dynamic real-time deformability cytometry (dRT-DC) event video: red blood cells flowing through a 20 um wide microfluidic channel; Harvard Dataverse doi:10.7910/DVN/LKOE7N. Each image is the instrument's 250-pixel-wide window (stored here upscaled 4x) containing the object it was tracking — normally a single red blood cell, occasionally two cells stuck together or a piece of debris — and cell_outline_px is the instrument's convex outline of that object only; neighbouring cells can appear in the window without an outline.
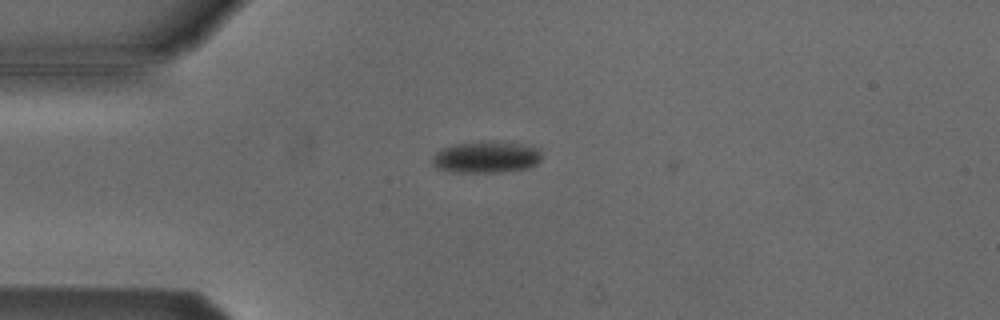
{"species": "Egyptian fruit bat (a non-hibernating species)", "species_latin": "Rousettus aegyptiacus", "temperature_condition": "cold", "stored_images_in_passage": 35, "camera_frame_rate_fps": 3000, "um_per_image_px": 0.085, "animal": {"sex": "male"}, "frame": {"image": 1, "passage_image": 3, "time_ms": 0.667, "image_size_px": [1000, 320], "cell_outline_px": [[540, 160], [536, 164], [528, 168], [496, 172], [452, 172], [436, 168], [432, 164], [432, 156], [440, 148], [456, 144], [520, 144], [540, 148]], "centroid_in_image_um": [41.28, 13.4], "position_along_channel_um": 43.7, "area_um2": 19.36}}
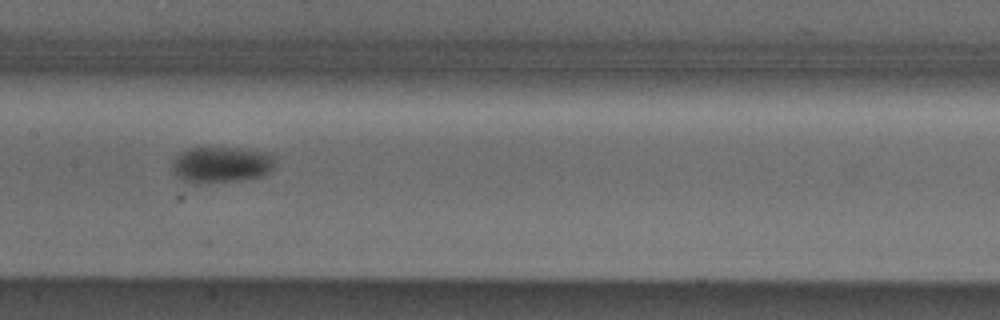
{"frame": {"image": 2, "passage_image": 16, "time_ms": 5.0, "image_size_px": [1000, 320], "cell_outline_px": [[272, 168], [268, 172], [260, 176], [240, 180], [200, 184], [196, 184], [184, 180], [176, 176], [172, 172], [172, 160], [176, 156], [188, 148], [240, 148], [260, 152], [272, 156]], "centroid_in_image_um": [18.71, 14.01], "position_along_channel_um": 188.7, "area_um2": 21.33}}
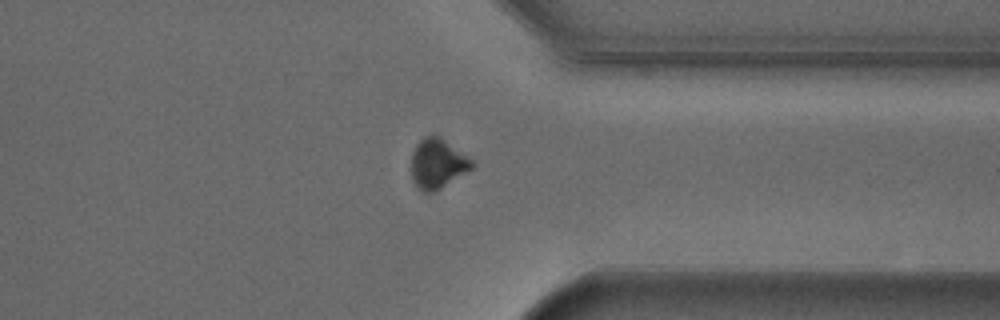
{"frame": {"image": 3, "passage_image": 31, "time_ms": 10.0, "image_size_px": [1000, 320], "cell_outline_px": [[476, 164], [472, 168], [440, 188], [432, 192], [424, 192], [416, 188], [412, 180], [412, 152], [416, 144], [424, 136], [440, 136], [468, 156]], "centroid_in_image_um": [37.18, 13.9], "position_along_channel_um": 374.2, "area_um2": 17.46}, "authors_computed_cell_mechanics": {"area_um2": 20.4034, "velocity_mm_per_s": 3.7965, "shape_relaxation_time_tau1_ms": 2.0208, "shape_relaxation_time_tau2_ms": null, "deformation_change_tau1": 0.0856, "deformation_change_tau2": null}}